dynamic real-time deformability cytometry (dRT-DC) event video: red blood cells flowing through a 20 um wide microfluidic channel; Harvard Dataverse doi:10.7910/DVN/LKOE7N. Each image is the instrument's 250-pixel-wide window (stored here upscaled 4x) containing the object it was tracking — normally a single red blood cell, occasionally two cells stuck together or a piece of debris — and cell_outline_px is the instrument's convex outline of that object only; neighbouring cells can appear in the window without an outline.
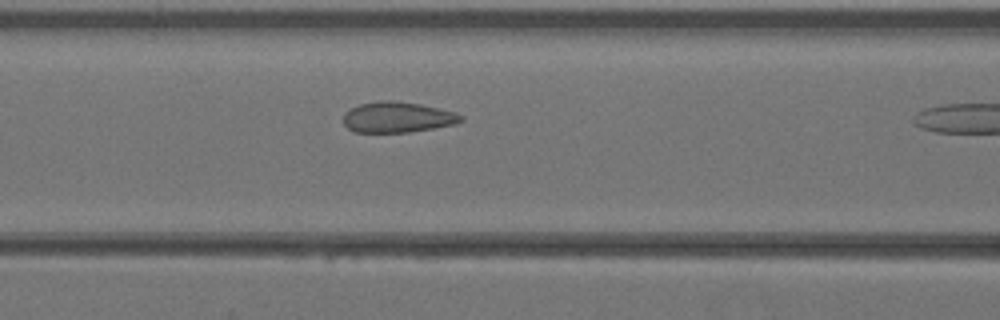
{"species": "Egyptian fruit bat (a non-hibernating species)", "species_latin": "Rousettus aegyptiacus", "temperature_condition": "warm", "stored_images_in_passage": 10, "camera_frame_rate_fps": 3000, "um_per_image_px": 0.085, "animal": {"sex": "female"}, "frame": {"image": 1, "passage_image": 9, "time_ms": 2.667, "image_size_px": [1000, 320], "cell_outline_px": [[464, 120], [456, 124], [436, 128], [408, 132], [352, 132], [344, 124], [344, 112], [360, 104], [380, 100], [392, 100], [420, 104], [456, 112], [464, 116]], "centroid_in_image_um": [33.81, 9.96], "position_along_channel_um": 132.8, "area_um2": 21.15}}